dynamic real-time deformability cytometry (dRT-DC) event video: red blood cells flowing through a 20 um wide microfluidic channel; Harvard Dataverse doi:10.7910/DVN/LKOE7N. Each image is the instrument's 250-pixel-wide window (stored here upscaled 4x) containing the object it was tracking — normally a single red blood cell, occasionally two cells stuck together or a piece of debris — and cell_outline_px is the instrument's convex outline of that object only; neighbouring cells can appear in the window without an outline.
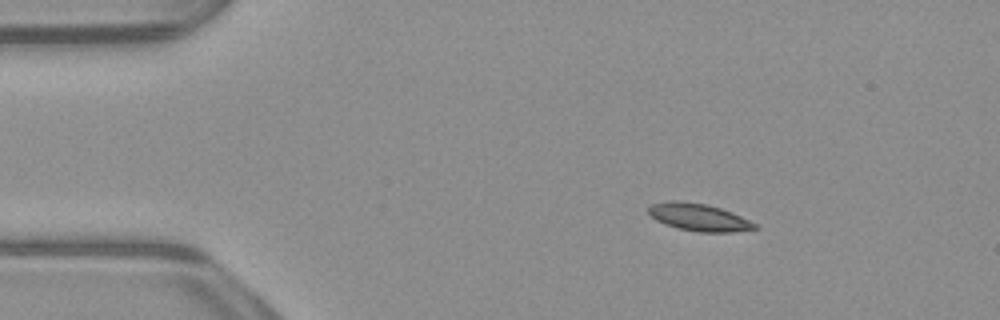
{"species": "common noctule bat (a hibernating species)", "species_latin": "Nyctalus noctula", "temperature_condition": "warm", "stored_images_in_passage": 45, "camera_frame_rate_fps": 3000, "um_per_image_px": 0.085, "animal": {"sex": "male", "body_mass_g": 23.1, "forearm_length_mm": 52.7}, "frame": {"image": 1, "passage_image": 1, "time_ms": 0.0, "image_size_px": [1000, 320], "cell_outline_px": [[760, 228], [732, 232], [700, 232], [676, 228], [664, 224], [656, 220], [648, 212], [648, 208], [652, 204], [668, 200], [676, 200], [708, 204], [732, 212], [756, 224]], "centroid_in_image_um": [59.38, 18.46], "position_along_channel_um": 25.6, "area_um2": 16.99}}
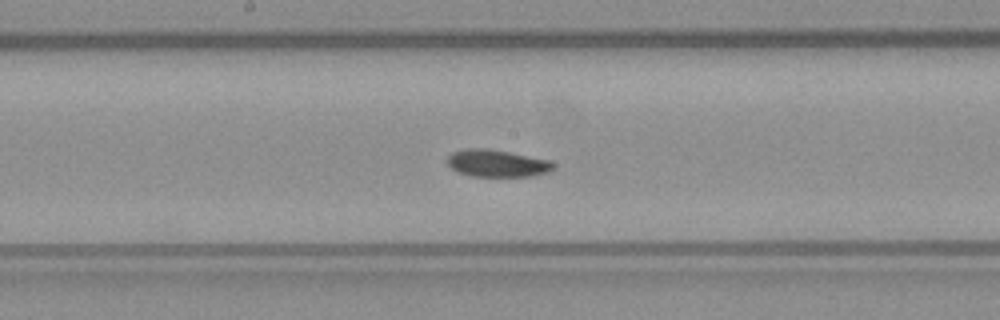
{"frame": {"image": 2, "passage_image": 20, "time_ms": 6.333, "image_size_px": [1000, 320], "cell_outline_px": [[556, 164], [548, 172], [532, 176], [472, 176], [456, 172], [448, 164], [448, 156], [452, 152], [468, 148], [484, 148], [508, 152], [548, 160]], "centroid_in_image_um": [42.22, 13.88], "position_along_channel_um": 206.0, "area_um2": 16.59}}
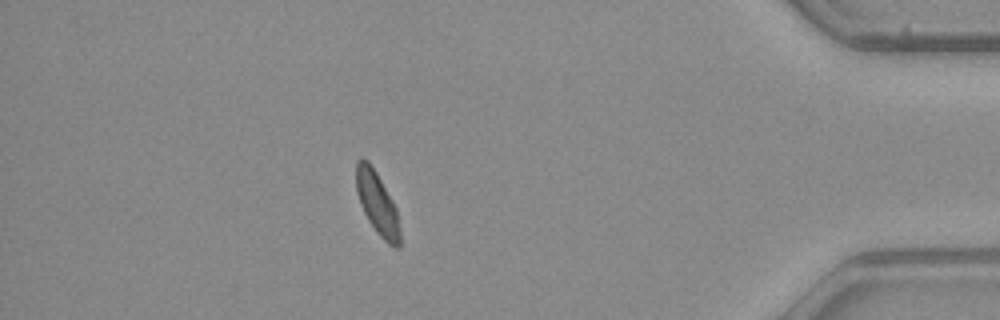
{"frame": {"image": 3, "passage_image": 39, "time_ms": 12.667, "image_size_px": [1000, 320], "cell_outline_px": [[400, 248], [396, 248], [388, 244], [376, 232], [368, 220], [360, 204], [356, 192], [356, 160], [360, 156], [368, 160], [376, 172], [392, 200], [396, 208], [400, 228]], "centroid_in_image_um": [32.05, 17.27], "position_along_channel_um": 403.1, "area_um2": 16.07}, "authors_computed_cell_mechanics": {"area_um2": 16.7042, "velocity_mm_per_s": 3.9026, "shape_relaxation_time_tau1_ms": 3.1896, "shape_relaxation_time_tau2_ms": 7.5962, "deformation_change_tau1": 0.0889, "deformation_change_tau2": 0.1033}}